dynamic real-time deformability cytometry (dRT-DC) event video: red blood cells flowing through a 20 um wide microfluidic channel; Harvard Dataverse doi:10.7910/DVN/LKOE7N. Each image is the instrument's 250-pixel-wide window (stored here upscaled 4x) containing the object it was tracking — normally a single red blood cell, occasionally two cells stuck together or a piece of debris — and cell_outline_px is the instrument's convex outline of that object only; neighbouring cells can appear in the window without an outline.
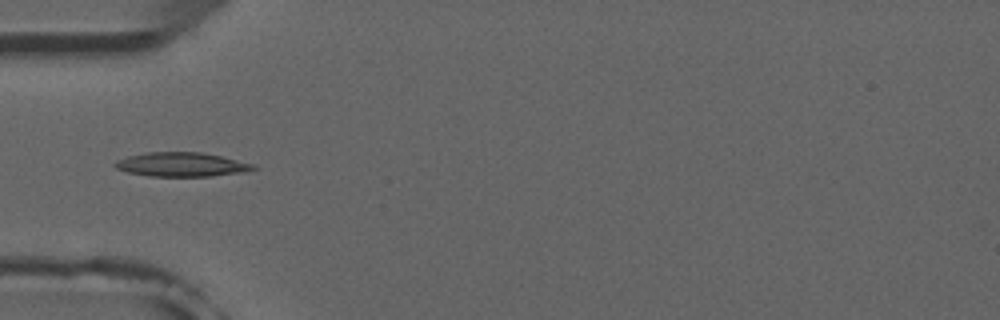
{"species": "common noctule bat (a hibernating species)", "species_latin": "Nyctalus noctula", "temperature_condition": "room temperature", "stored_images_in_passage": 5, "camera_frame_rate_fps": 3000, "um_per_image_px": 0.085, "animal": {"sex": "male", "forearm_length_mm": 52.5}, "frame": {"image": 1, "passage_image": 5, "time_ms": 5.333, "image_size_px": [1000, 320], "cell_outline_px": [[260, 168], [244, 172], [212, 176], [152, 176], [128, 172], [116, 168], [112, 164], [116, 160], [128, 156], [148, 152], [200, 152], [220, 156], [256, 164]], "centroid_in_image_um": [15.47, 13.98], "position_along_channel_um": 69.5, "area_um2": 19.48}}